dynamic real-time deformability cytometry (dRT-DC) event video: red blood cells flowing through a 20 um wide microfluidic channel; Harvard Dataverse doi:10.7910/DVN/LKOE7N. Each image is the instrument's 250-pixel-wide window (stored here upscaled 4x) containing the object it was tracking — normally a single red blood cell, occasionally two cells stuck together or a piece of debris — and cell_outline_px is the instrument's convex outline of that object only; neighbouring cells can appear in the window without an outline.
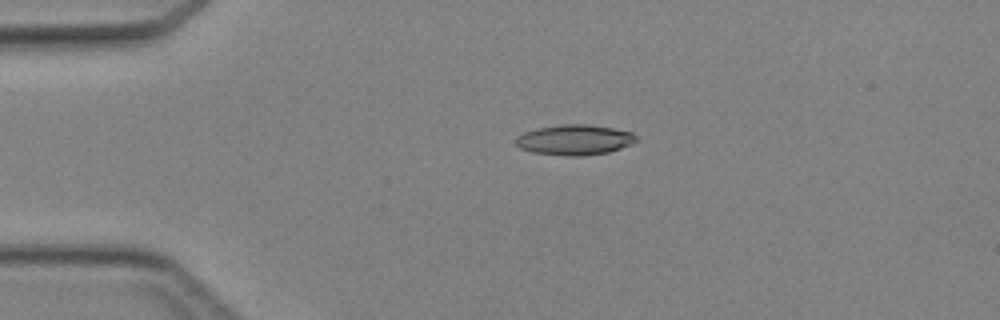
{"species": "Egyptian fruit bat (a non-hibernating species)", "species_latin": "Rousettus aegyptiacus", "temperature_condition": "cold", "stored_images_in_passage": 37, "camera_frame_rate_fps": 3000, "um_per_image_px": 0.085, "animal": {"sex": "female"}, "frame": {"image": 1, "passage_image": 1, "time_ms": 0.0, "image_size_px": [1000, 320], "cell_outline_px": [[636, 140], [632, 144], [608, 152], [584, 156], [568, 156], [532, 152], [520, 148], [516, 144], [516, 136], [524, 132], [536, 128], [560, 124], [588, 124], [612, 128], [632, 132], [636, 136]], "centroid_in_image_um": [48.82, 11.88], "position_along_channel_um": 36.2, "area_um2": 21.33}}
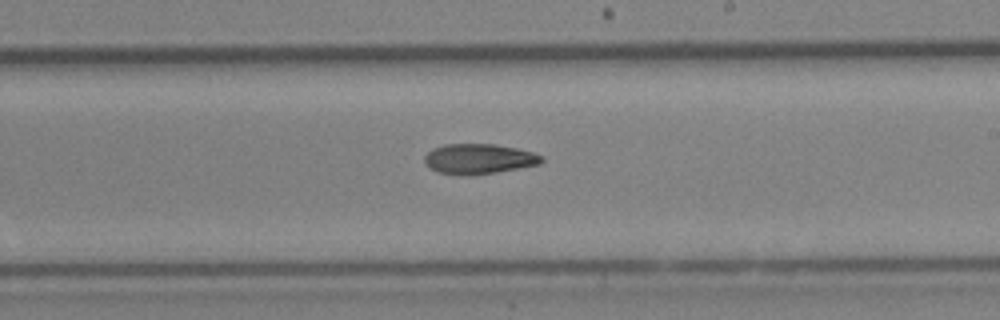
{"frame": {"image": 2, "passage_image": 18, "time_ms": 5.667, "image_size_px": [1000, 320], "cell_outline_px": [[544, 160], [540, 164], [496, 172], [436, 172], [424, 160], [424, 156], [432, 148], [444, 144], [496, 144], [516, 148], [532, 152], [544, 156]], "centroid_in_image_um": [40.76, 13.44], "position_along_channel_um": 248.2, "area_um2": 19.71}}
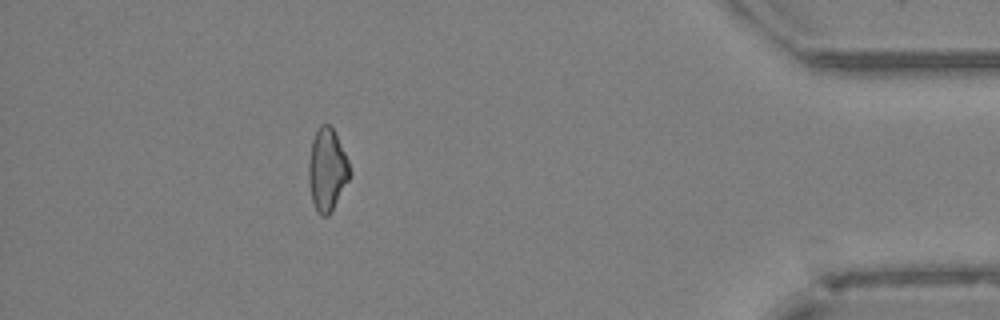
{"frame": {"image": 3, "passage_image": 32, "time_ms": 10.333, "image_size_px": [1000, 320], "cell_outline_px": [[352, 176], [328, 216], [320, 216], [316, 212], [312, 200], [308, 180], [308, 164], [312, 140], [316, 128], [320, 124], [328, 124], [336, 132], [348, 160], [352, 172]], "centroid_in_image_um": [27.81, 14.42], "position_along_channel_um": 407.4, "area_um2": 20.17}}